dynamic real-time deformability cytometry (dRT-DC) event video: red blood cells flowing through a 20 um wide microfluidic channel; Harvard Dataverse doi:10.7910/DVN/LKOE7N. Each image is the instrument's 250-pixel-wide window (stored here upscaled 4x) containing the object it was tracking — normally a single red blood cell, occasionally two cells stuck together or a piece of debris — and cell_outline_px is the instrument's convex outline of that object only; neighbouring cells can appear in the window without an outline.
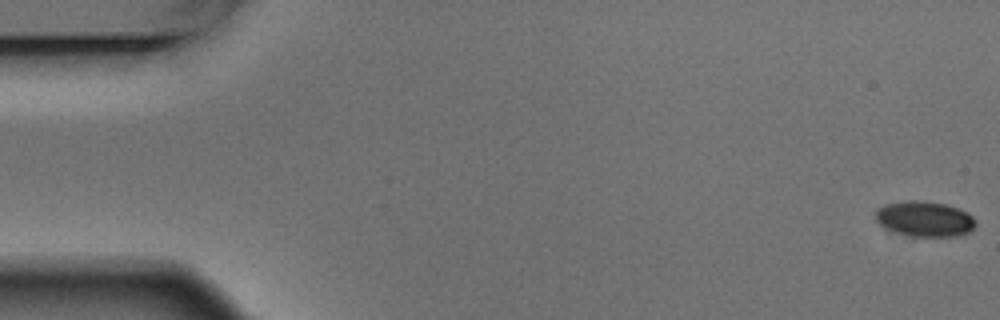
{"species": "Egyptian fruit bat (a non-hibernating species)", "species_latin": "Rousettus aegyptiacus", "temperature_condition": "warm", "stored_images_in_passage": 5, "camera_frame_rate_fps": 3000, "um_per_image_px": 0.085, "animal": {"sex": "male"}, "frame": {"image": 1, "passage_image": 1, "time_ms": 0.0, "image_size_px": [1000, 320], "cell_outline_px": [[976, 224], [968, 232], [956, 236], [912, 236], [896, 232], [880, 224], [876, 220], [876, 208], [884, 204], [908, 200], [916, 200], [944, 204], [968, 212], [976, 220]], "centroid_in_image_um": [78.59, 18.6], "position_along_channel_um": 6.4, "area_um2": 20.4}}
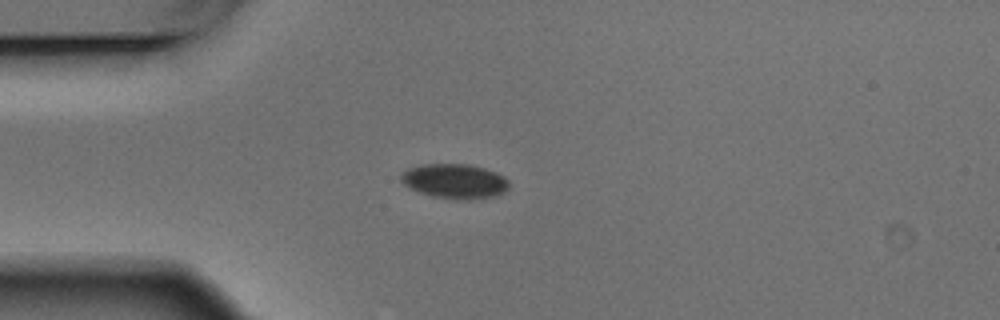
{"frame": {"image": 2, "passage_image": 5, "time_ms": 1.333, "image_size_px": [1000, 320], "cell_outline_px": [[508, 188], [504, 192], [496, 196], [472, 200], [456, 200], [432, 196], [416, 192], [404, 184], [400, 180], [400, 176], [408, 168], [424, 164], [468, 164], [484, 168], [496, 172], [504, 176], [508, 180]], "centroid_in_image_um": [38.66, 15.42], "position_along_channel_um": 46.3, "area_um2": 22.08}}